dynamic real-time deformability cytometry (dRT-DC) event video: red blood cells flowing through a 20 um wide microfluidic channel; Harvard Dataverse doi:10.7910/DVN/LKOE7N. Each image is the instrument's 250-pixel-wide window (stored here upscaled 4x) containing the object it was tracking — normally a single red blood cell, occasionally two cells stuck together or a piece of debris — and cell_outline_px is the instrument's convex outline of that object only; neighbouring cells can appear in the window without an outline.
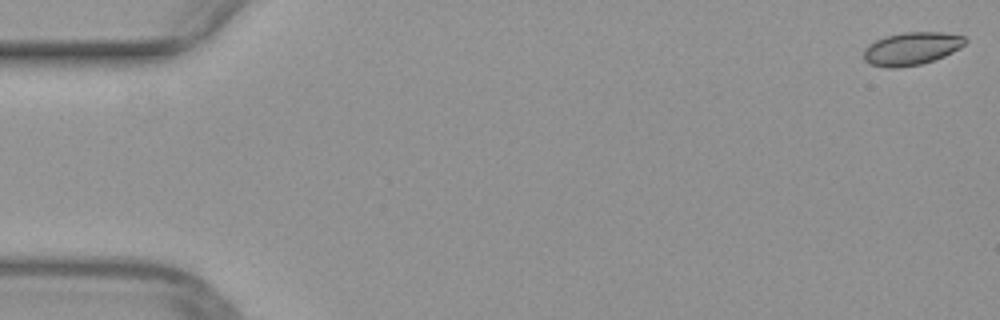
{"species": "common noctule bat (a hibernating species)", "species_latin": "Nyctalus noctula", "temperature_condition": "warm", "stored_images_in_passage": 51, "camera_frame_rate_fps": 3000, "um_per_image_px": 0.085, "animal": {"sex": "female", "body_mass_g": 29.2, "forearm_length_mm": 56.3}, "frame": {"image": 1, "passage_image": 1, "time_ms": 0.0, "image_size_px": [1000, 320], "cell_outline_px": [[968, 40], [960, 48], [944, 56], [920, 64], [896, 68], [884, 68], [868, 64], [864, 60], [864, 48], [868, 44], [884, 36], [904, 32], [944, 32], [964, 36]], "centroid_in_image_um": [77.45, 4.13], "position_along_channel_um": 7.6, "area_um2": 19.59}}
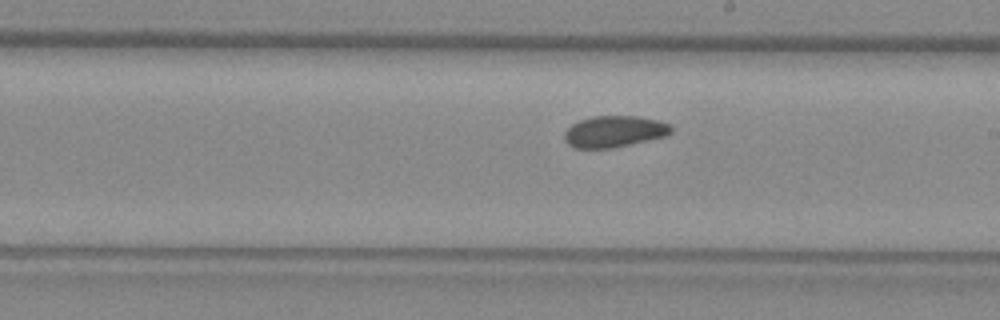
{"frame": {"image": 2, "passage_image": 29, "time_ms": 9.333, "image_size_px": [1000, 320], "cell_outline_px": [[672, 132], [664, 136], [612, 148], [572, 148], [564, 140], [564, 132], [572, 124], [580, 120], [592, 116], [636, 116], [656, 120], [668, 124], [672, 128]], "centroid_in_image_um": [52.16, 11.18], "position_along_channel_um": 236.8, "area_um2": 19.36}}
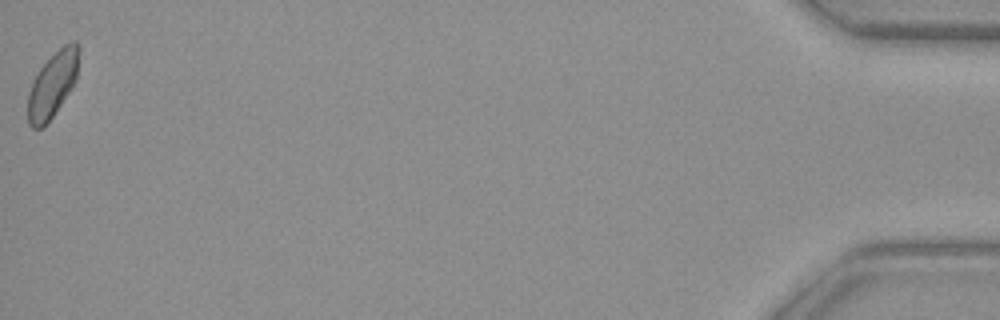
{"frame": {"image": 3, "passage_image": 51, "time_ms": 16.667, "image_size_px": [1000, 320], "cell_outline_px": [[76, 80], [52, 116], [40, 128], [32, 128], [28, 124], [28, 92], [32, 80], [40, 68], [64, 44], [72, 40], [76, 40]], "centroid_in_image_um": [4.4, 7.21], "position_along_channel_um": 430.8, "area_um2": 18.55}}